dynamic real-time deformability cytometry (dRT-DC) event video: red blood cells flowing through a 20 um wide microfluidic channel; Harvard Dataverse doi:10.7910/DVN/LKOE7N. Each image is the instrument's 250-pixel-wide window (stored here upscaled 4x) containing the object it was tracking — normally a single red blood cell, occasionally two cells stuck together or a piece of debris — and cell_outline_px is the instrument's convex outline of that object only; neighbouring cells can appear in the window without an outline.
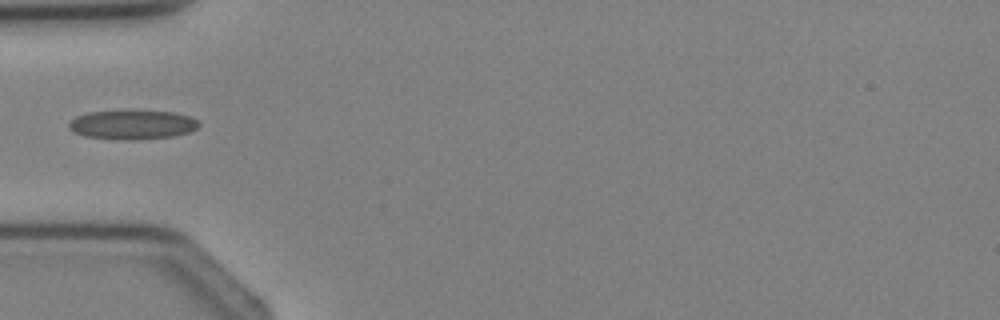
{"species": "Egyptian fruit bat (a non-hibernating species)", "species_latin": "Rousettus aegyptiacus", "temperature_condition": "cold", "stored_images_in_passage": 2, "camera_frame_rate_fps": 3000, "um_per_image_px": 0.085, "animal": {"sex": "female"}, "frame": {"image": 1, "passage_image": 2, "time_ms": 1.333, "image_size_px": [1000, 320], "cell_outline_px": [[200, 124], [196, 128], [188, 132], [172, 136], [136, 140], [120, 140], [84, 136], [68, 128], [68, 124], [76, 116], [88, 112], [128, 108], [132, 108], [176, 112], [188, 116], [196, 120]], "centroid_in_image_um": [11.23, 10.55], "position_along_channel_um": 73.8, "area_um2": 22.95}}